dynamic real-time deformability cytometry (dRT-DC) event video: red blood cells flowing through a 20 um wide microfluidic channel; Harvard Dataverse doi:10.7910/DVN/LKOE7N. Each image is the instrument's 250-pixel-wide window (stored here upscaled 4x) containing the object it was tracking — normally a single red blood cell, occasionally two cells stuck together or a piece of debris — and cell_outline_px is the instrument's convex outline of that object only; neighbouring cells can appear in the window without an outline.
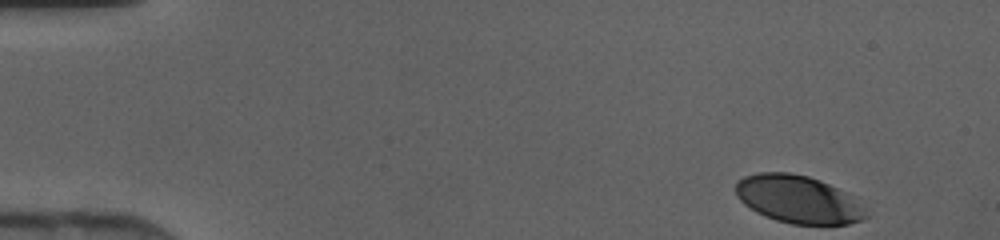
{"species": "human", "species_latin": "Homo sapiens", "temperature_condition": "cold", "stored_images_in_passage": 43, "camera_frame_rate_fps": 3000, "um_per_image_px": 0.085, "donor": {"sex": "female"}, "frame": {"image": 1, "passage_image": 1, "time_ms": 0.0, "image_size_px": [1000, 240], "cell_outline_px": [[868, 216], [864, 220], [848, 224], [792, 224], [776, 220], [764, 216], [756, 212], [744, 204], [736, 196], [736, 180], [744, 176], [760, 172], [792, 172], [808, 176], [820, 180], [844, 192], [864, 208]], "centroid_in_image_um": [67.8, 16.94], "position_along_channel_um": 17.2, "area_um2": 36.13}}
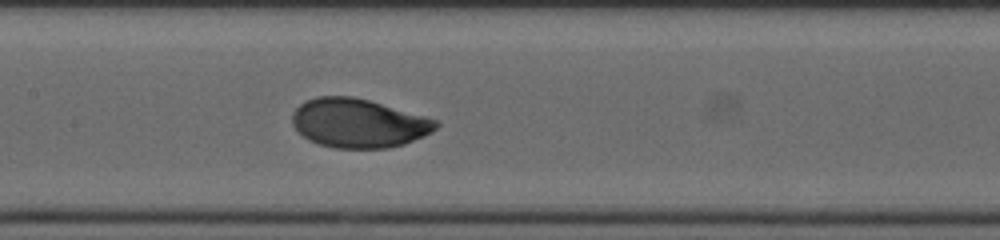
{"frame": {"image": 2, "passage_image": 20, "time_ms": 6.333, "image_size_px": [1000, 240], "cell_outline_px": [[440, 124], [432, 132], [424, 136], [404, 144], [388, 148], [336, 148], [320, 144], [308, 140], [292, 124], [292, 112], [300, 104], [316, 96], [352, 96], [368, 100], [440, 120]], "centroid_in_image_um": [30.49, 10.47], "position_along_channel_um": 176.9, "area_um2": 40.98}}
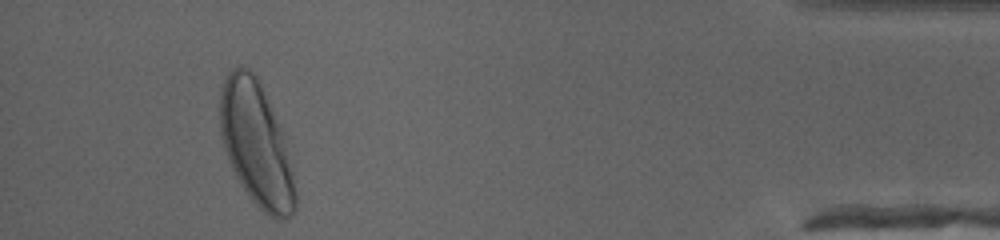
{"frame": {"image": 3, "passage_image": 40, "time_ms": 13.0, "image_size_px": [1000, 240], "cell_outline_px": [[296, 208], [292, 216], [284, 220], [276, 220], [264, 212], [252, 200], [240, 184], [232, 168], [224, 148], [220, 132], [220, 92], [224, 80], [228, 72], [232, 68], [240, 64], [248, 68], [256, 76], [272, 112], [280, 132], [292, 172], [296, 192]], "centroid_in_image_um": [21.74, 12.29], "position_along_channel_um": 413.5, "area_um2": 53.18}}